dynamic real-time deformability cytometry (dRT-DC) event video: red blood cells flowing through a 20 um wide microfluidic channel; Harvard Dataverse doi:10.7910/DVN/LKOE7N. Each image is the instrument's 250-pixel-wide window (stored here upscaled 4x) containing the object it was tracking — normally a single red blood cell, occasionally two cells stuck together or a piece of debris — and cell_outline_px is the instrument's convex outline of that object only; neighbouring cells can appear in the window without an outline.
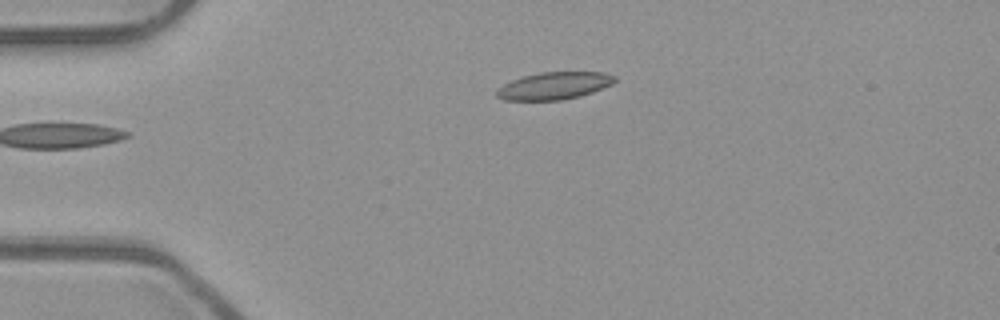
{"species": "common noctule bat (a hibernating species)", "species_latin": "Nyctalus noctula", "temperature_condition": "room temperature", "stored_images_in_passage": 36, "camera_frame_rate_fps": 3000, "um_per_image_px": 0.085, "animal": {"sex": "male", "body_mass_g": 23.1, "forearm_length_mm": 52.7}, "frame": {"image": 1, "passage_image": 1, "time_ms": 0.0, "image_size_px": [1000, 320], "cell_outline_px": [[616, 80], [612, 84], [592, 92], [580, 96], [560, 100], [504, 100], [496, 96], [496, 92], [504, 84], [512, 80], [524, 76], [540, 72], [604, 72], [616, 76]], "centroid_in_image_um": [47.12, 7.28], "position_along_channel_um": 37.9, "area_um2": 18.67}}
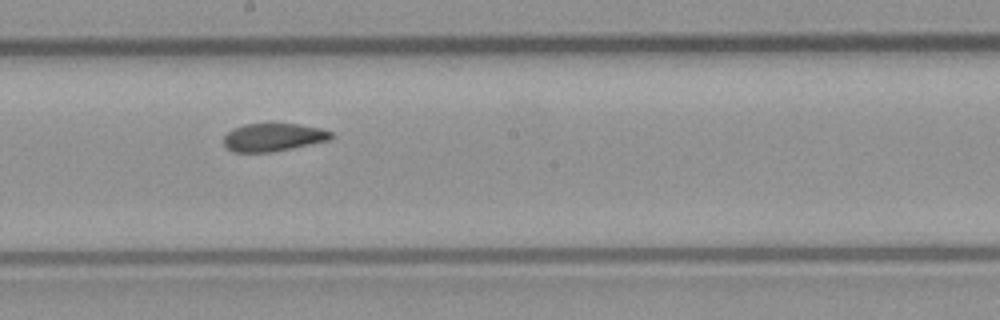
{"frame": {"image": 2, "passage_image": 18, "time_ms": 5.667, "image_size_px": [1000, 320], "cell_outline_px": [[332, 136], [328, 140], [272, 152], [232, 152], [224, 144], [224, 136], [228, 132], [244, 124], [300, 124], [320, 128], [332, 132]], "centroid_in_image_um": [23.21, 11.67], "position_along_channel_um": 225.0, "area_um2": 17.22}}
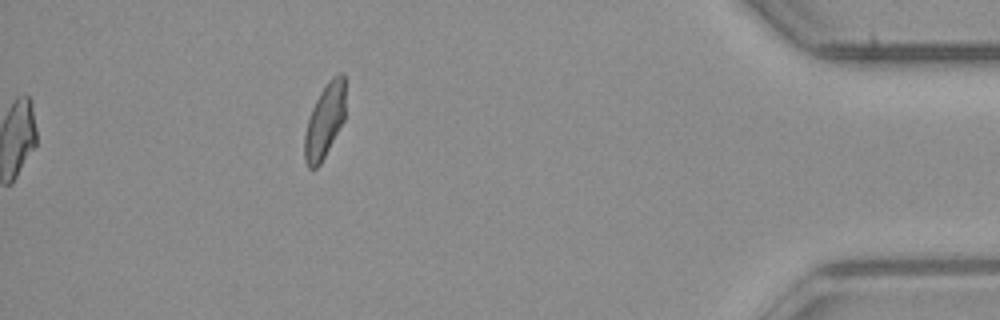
{"frame": {"image": 3, "passage_image": 36, "time_ms": 11.667, "image_size_px": [1000, 320], "cell_outline_px": [[344, 120], [320, 164], [316, 168], [308, 168], [304, 160], [304, 136], [308, 120], [312, 108], [320, 92], [328, 80], [332, 76], [340, 72], [344, 72]], "centroid_in_image_um": [27.59, 10.26], "position_along_channel_um": 407.6, "area_um2": 17.51}, "authors_computed_cell_mechanics": {"area_um2": 18.5827, "velocity_mm_per_s": 3.934, "shape_relaxation_time_tau1_ms": null, "shape_relaxation_time_tau2_ms": 2.5867, "deformation_change_tau1": null, "deformation_change_tau2": 0.0822}}